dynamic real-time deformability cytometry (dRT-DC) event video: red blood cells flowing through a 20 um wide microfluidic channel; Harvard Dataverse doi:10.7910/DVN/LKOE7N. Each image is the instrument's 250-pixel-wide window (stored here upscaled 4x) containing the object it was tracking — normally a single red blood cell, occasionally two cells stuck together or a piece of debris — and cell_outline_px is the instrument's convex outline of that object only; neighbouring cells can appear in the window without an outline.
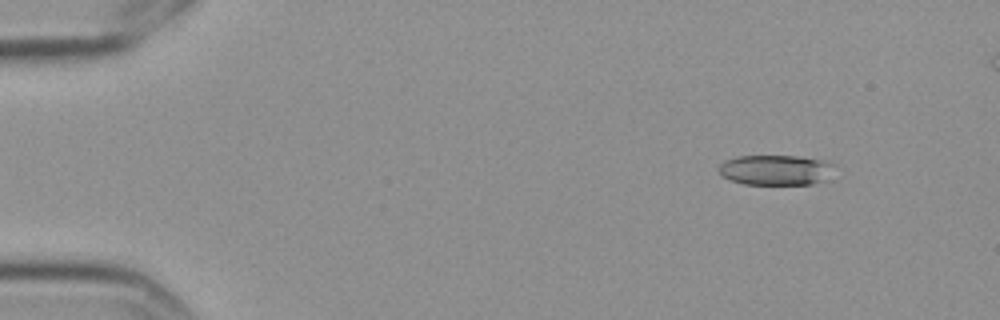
{"species": "Egyptian fruit bat (a non-hibernating species)", "species_latin": "Rousettus aegyptiacus", "temperature_condition": "cold", "stored_images_in_passage": 5, "camera_frame_rate_fps": 3000, "um_per_image_px": 0.085, "frame": {"image": 1, "passage_image": 2, "time_ms": 0.333, "image_size_px": [1000, 320], "cell_outline_px": [[832, 164], [824, 180], [812, 184], [744, 184], [720, 176], [720, 164], [724, 160], [736, 156], [796, 156], [820, 160]], "centroid_in_image_um": [65.82, 14.45], "position_along_channel_um": 19.2, "area_um2": 19.88}}